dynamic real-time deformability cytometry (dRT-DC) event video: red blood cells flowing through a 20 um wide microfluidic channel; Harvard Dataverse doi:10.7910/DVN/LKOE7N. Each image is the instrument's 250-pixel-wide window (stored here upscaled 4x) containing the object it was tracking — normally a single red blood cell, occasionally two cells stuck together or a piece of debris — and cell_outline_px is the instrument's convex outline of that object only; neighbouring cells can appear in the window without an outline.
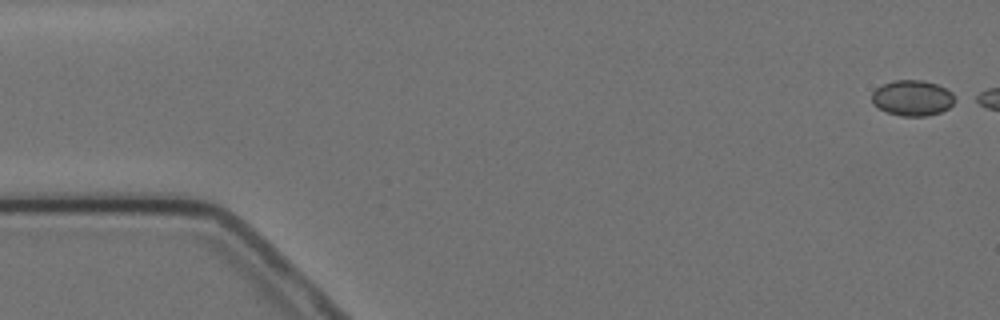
{"species": "Egyptian fruit bat (a non-hibernating species)", "species_latin": "Rousettus aegyptiacus", "temperature_condition": "cold", "stored_images_in_passage": 3, "camera_frame_rate_fps": 3000, "um_per_image_px": 0.085, "animal": {"sex": "female"}, "frame": {"image": 1, "passage_image": 1, "time_ms": 0.0, "image_size_px": [1000, 320], "cell_outline_px": [[960, 100], [948, 108], [940, 112], [928, 116], [900, 116], [888, 112], [872, 104], [872, 92], [876, 88], [884, 84], [896, 80], [924, 80], [936, 84], [952, 92]], "centroid_in_image_um": [77.6, 8.33], "position_along_channel_um": 7.4, "area_um2": 17.4}}